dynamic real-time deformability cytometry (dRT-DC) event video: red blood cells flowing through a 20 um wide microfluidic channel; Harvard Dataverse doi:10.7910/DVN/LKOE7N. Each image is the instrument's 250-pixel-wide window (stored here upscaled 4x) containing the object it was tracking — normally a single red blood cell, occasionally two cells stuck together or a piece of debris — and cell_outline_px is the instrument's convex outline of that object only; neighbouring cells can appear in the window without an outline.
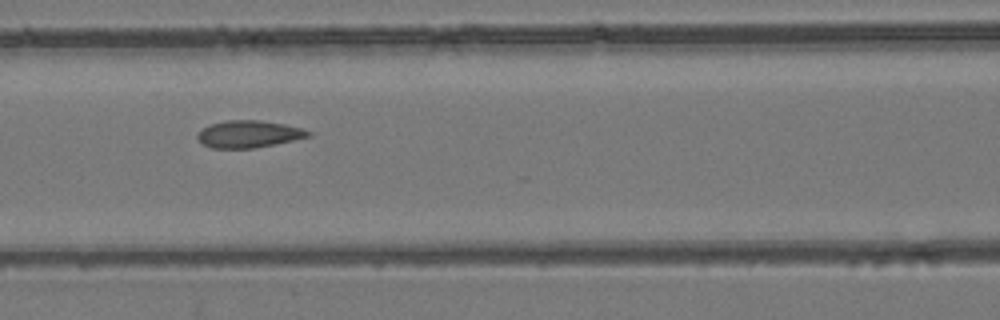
{"species": "common noctule bat (a hibernating species)", "species_latin": "Nyctalus noctula", "temperature_condition": "room temperature", "stored_images_in_passage": 11, "camera_frame_rate_fps": 3000, "um_per_image_px": 0.085, "animal": {"sex": "female", "body_mass_g": 24.6, "forearm_length_mm": 56.2}, "frame": {"image": 1, "passage_image": 7, "time_ms": 7.667, "image_size_px": [1000, 320], "cell_outline_px": [[312, 136], [252, 148], [212, 148], [204, 144], [196, 136], [196, 132], [212, 124], [228, 120], [260, 120], [284, 124], [300, 128], [312, 132]], "centroid_in_image_um": [21.14, 11.39], "position_along_channel_um": 145.5, "area_um2": 17.22}}
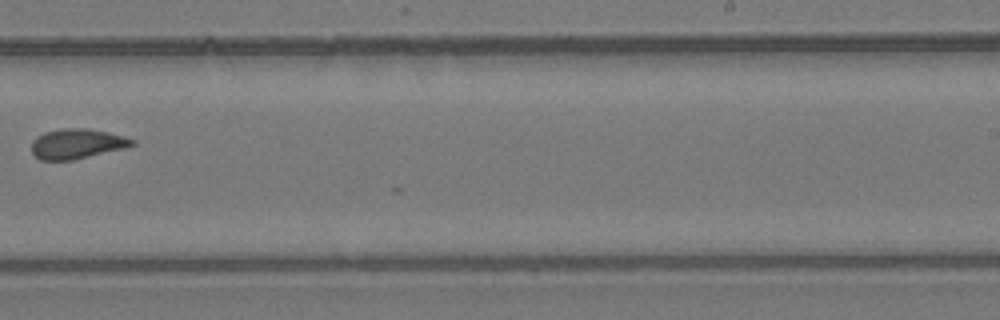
{"frame": {"image": 2, "passage_image": 10, "time_ms": 11.333, "image_size_px": [1000, 320], "cell_outline_px": [[136, 144], [128, 148], [72, 160], [40, 160], [32, 152], [32, 140], [36, 136], [44, 132], [60, 128], [88, 128], [108, 132], [124, 136], [136, 140]], "centroid_in_image_um": [6.57, 12.21], "position_along_channel_um": 282.4, "area_um2": 17.86}}
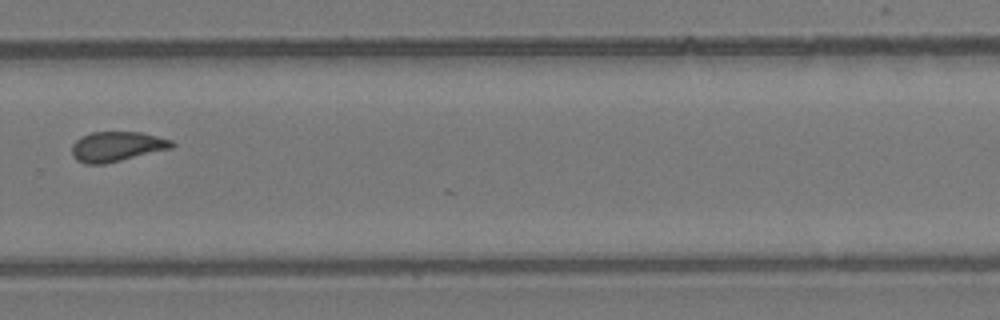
{"frame": {"image": 3, "passage_image": 11, "time_ms": 12.333, "image_size_px": [1000, 320], "cell_outline_px": [[176, 144], [172, 148], [104, 164], [84, 164], [76, 160], [72, 156], [72, 144], [80, 136], [92, 132], [140, 132], [172, 140]], "centroid_in_image_um": [9.9, 12.45], "position_along_channel_um": 319.9, "area_um2": 17.46}}